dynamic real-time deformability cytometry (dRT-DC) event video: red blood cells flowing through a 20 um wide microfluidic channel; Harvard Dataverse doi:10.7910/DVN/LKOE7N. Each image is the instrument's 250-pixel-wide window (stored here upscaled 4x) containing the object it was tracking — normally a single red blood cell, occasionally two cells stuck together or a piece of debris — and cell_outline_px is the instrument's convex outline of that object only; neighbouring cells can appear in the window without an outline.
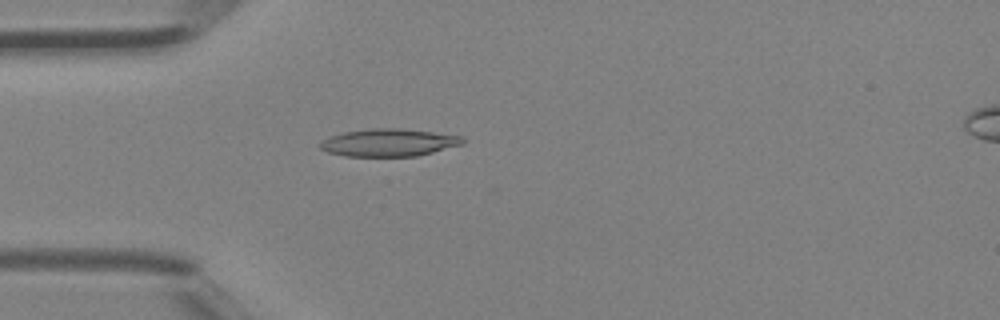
{"species": "Egyptian fruit bat (a non-hibernating species)", "species_latin": "Rousettus aegyptiacus", "temperature_condition": "room temperature", "stored_images_in_passage": 3, "camera_frame_rate_fps": 3000, "um_per_image_px": 0.085, "animal": {"sex": "female"}, "frame": {"image": 1, "passage_image": 3, "time_ms": 0.667, "image_size_px": [1000, 320], "cell_outline_px": [[464, 144], [416, 156], [344, 156], [328, 152], [320, 148], [320, 140], [344, 132], [372, 128], [400, 128], [464, 136]], "centroid_in_image_um": [33.05, 12.11], "position_along_channel_um": 51.9, "area_um2": 22.83}}